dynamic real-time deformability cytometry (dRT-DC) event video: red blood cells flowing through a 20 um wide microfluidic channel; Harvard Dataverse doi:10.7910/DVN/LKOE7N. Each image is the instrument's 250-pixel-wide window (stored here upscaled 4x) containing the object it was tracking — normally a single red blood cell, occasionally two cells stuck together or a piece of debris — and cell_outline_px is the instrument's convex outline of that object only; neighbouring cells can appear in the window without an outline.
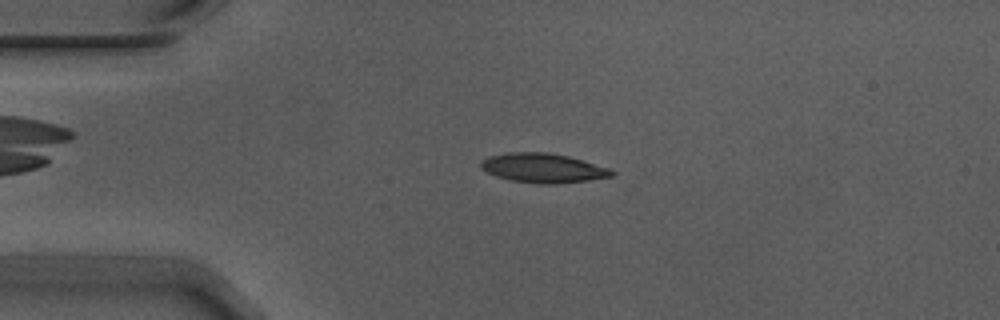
{"species": "Egyptian fruit bat (a non-hibernating species)", "species_latin": "Rousettus aegyptiacus", "temperature_condition": "warm", "stored_images_in_passage": 41, "camera_frame_rate_fps": 3000, "um_per_image_px": 0.085, "animal": {"sex": "male"}, "frame": {"image": 1, "passage_image": 11, "time_ms": 3.333, "image_size_px": [1000, 320], "cell_outline_px": [[616, 172], [612, 176], [588, 180], [556, 184], [540, 184], [512, 180], [496, 176], [480, 168], [480, 160], [488, 156], [508, 152], [548, 152], [568, 156], [608, 168]], "centroid_in_image_um": [46.12, 14.27], "position_along_channel_um": 38.9, "area_um2": 22.31}}
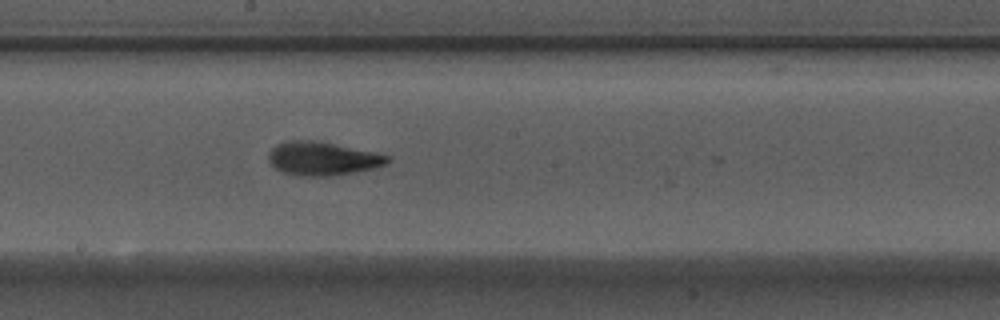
{"frame": {"image": 2, "passage_image": 28, "time_ms": 9.0, "image_size_px": [1000, 320], "cell_outline_px": [[392, 160], [388, 164], [376, 168], [356, 172], [332, 176], [304, 176], [284, 172], [276, 168], [268, 160], [268, 152], [276, 144], [284, 140], [312, 140], [392, 156]], "centroid_in_image_um": [27.43, 13.48], "position_along_channel_um": 220.8, "area_um2": 23.24}}
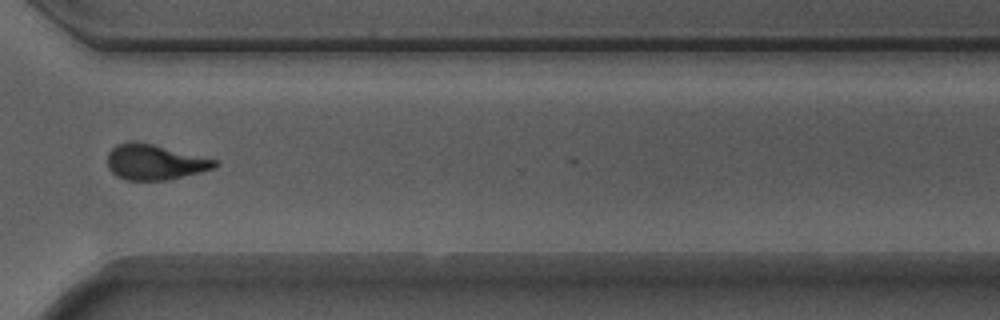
{"frame": {"image": 3, "passage_image": 39, "time_ms": 12.667, "image_size_px": [1000, 320], "cell_outline_px": [[220, 164], [212, 168], [200, 172], [168, 180], [124, 180], [116, 176], [108, 168], [108, 152], [116, 144], [128, 140], [136, 140], [220, 160]], "centroid_in_image_um": [13.14, 13.76], "position_along_channel_um": 357.5, "area_um2": 22.48}}